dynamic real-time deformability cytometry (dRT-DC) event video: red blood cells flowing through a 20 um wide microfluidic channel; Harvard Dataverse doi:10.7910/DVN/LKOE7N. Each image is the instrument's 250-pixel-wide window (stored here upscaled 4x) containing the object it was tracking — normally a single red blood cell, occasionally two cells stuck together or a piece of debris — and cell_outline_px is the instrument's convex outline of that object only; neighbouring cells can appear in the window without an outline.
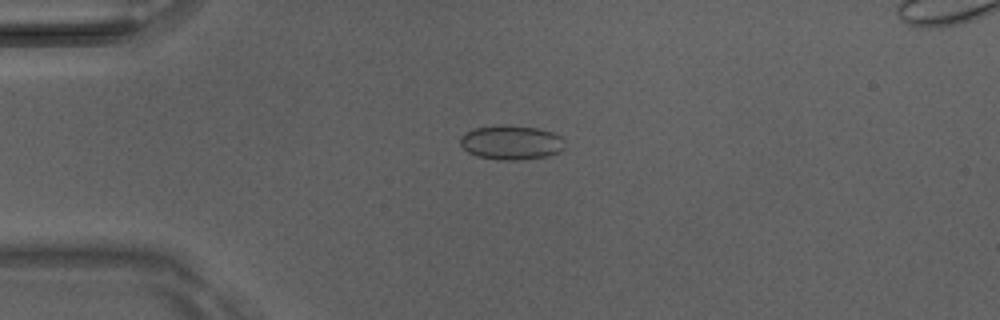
{"species": "Egyptian fruit bat (a non-hibernating species)", "species_latin": "Rousettus aegyptiacus", "temperature_condition": "room temperature", "stored_images_in_passage": 44, "camera_frame_rate_fps": 3000, "um_per_image_px": 0.085, "animal": {"sex": "male"}, "frame": {"image": 1, "passage_image": 7, "time_ms": 2.0, "image_size_px": [1000, 320], "cell_outline_px": [[564, 148], [560, 152], [548, 156], [520, 160], [500, 160], [476, 156], [468, 152], [460, 144], [460, 136], [464, 132], [476, 128], [500, 124], [508, 124], [540, 128], [552, 132], [560, 136], [564, 140]], "centroid_in_image_um": [43.46, 12.1], "position_along_channel_um": 41.5, "area_um2": 21.33}}
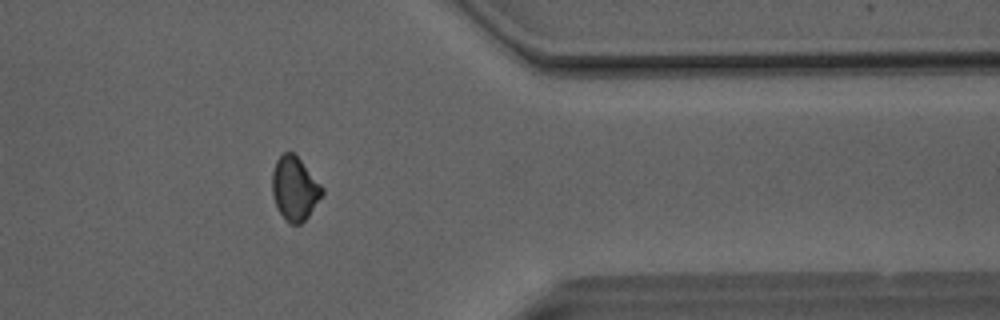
{"frame": {"image": 2, "passage_image": 35, "time_ms": 11.333, "image_size_px": [1000, 320], "cell_outline_px": [[324, 192], [308, 216], [300, 224], [292, 224], [280, 212], [272, 196], [272, 172], [276, 160], [284, 152], [292, 152], [300, 160], [324, 188]], "centroid_in_image_um": [25.04, 16.01], "position_along_channel_um": 386.4, "area_um2": 18.15}}
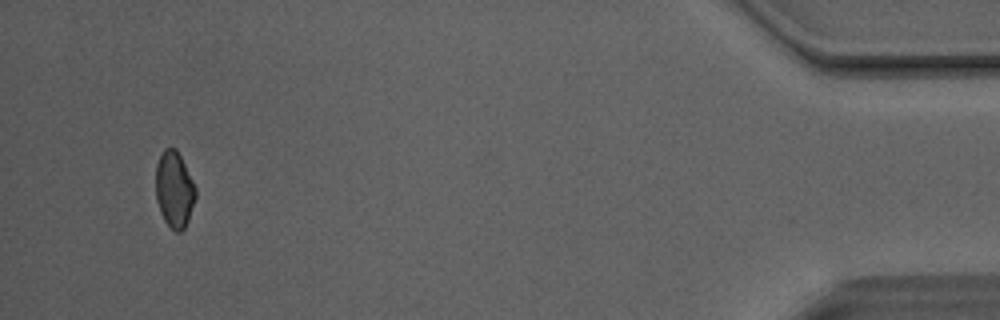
{"frame": {"image": 3, "passage_image": 42, "time_ms": 13.667, "image_size_px": [1000, 320], "cell_outline_px": [[196, 196], [188, 220], [184, 228], [180, 232], [176, 232], [164, 220], [160, 212], [156, 200], [156, 164], [164, 148], [176, 148], [196, 188]], "centroid_in_image_um": [14.8, 16.11], "position_along_channel_um": 420.4, "area_um2": 17.51}, "authors_computed_cell_mechanics": {"area_um2": 18.7272, "velocity_mm_per_s": 4.1422, "shape_relaxation_time_tau1_ms": null, "shape_relaxation_time_tau2_ms": 2.0123, "deformation_change_tau1": null, "deformation_change_tau2": 0.0573}}